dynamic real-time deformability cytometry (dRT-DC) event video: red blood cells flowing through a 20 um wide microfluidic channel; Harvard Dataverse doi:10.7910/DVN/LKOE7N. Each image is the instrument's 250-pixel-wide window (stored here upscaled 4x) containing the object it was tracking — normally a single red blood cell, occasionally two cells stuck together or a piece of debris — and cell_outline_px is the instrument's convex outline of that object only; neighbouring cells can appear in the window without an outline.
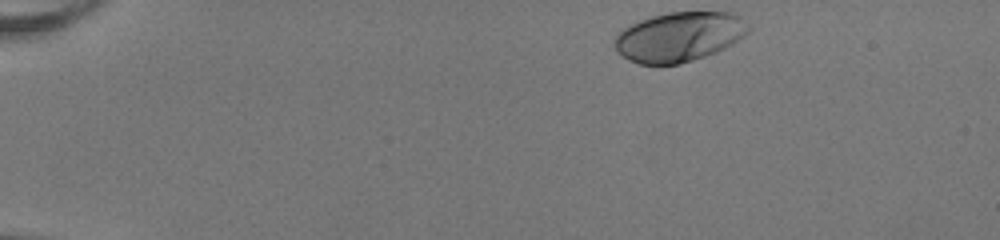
{"species": "human", "species_latin": "Homo sapiens", "temperature_condition": "room temperature", "stored_images_in_passage": 45, "camera_frame_rate_fps": 3000, "um_per_image_px": 0.085, "donor": {"sex": "female"}, "frame": {"image": 1, "passage_image": 1, "time_ms": 0.0, "image_size_px": [1000, 240], "cell_outline_px": [[752, 28], [744, 36], [732, 44], [716, 52], [680, 64], [640, 64], [628, 60], [612, 44], [616, 36], [628, 24], [652, 16], [668, 12], [736, 12]], "centroid_in_image_um": [57.75, 3.11], "position_along_channel_um": 27.2, "area_um2": 38.78}}
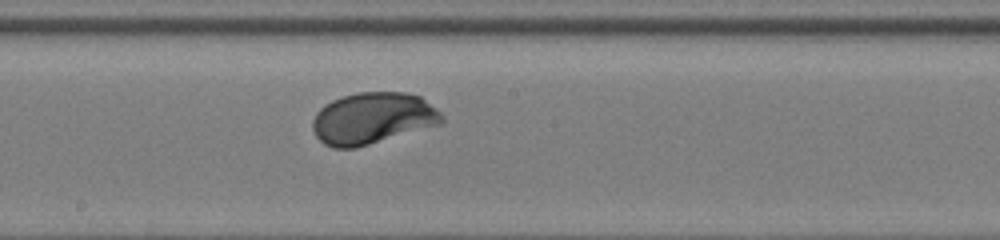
{"frame": {"image": 2, "passage_image": 23, "time_ms": 7.333, "image_size_px": [1000, 240], "cell_outline_px": [[444, 120], [440, 124], [356, 148], [332, 148], [324, 144], [316, 136], [312, 128], [312, 120], [316, 112], [324, 104], [332, 100], [344, 96], [360, 92], [408, 92], [420, 96], [436, 108], [444, 116]], "centroid_in_image_um": [31.66, 10.05], "position_along_channel_um": 216.5, "area_um2": 38.9}}
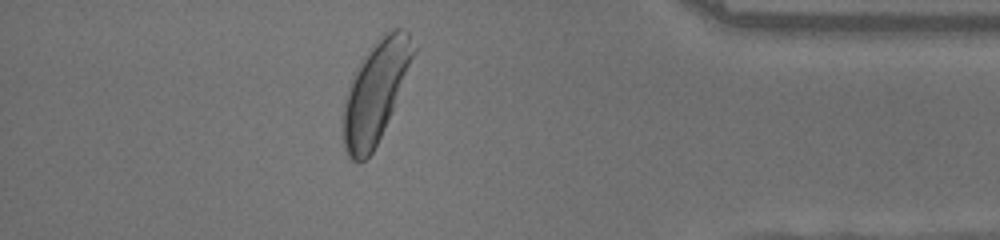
{"frame": {"image": 3, "passage_image": 39, "time_ms": 12.667, "image_size_px": [1000, 240], "cell_outline_px": [[416, 52], [384, 128], [372, 152], [360, 164], [352, 160], [348, 156], [344, 148], [340, 120], [348, 84], [368, 48], [372, 44], [392, 28], [400, 28], [408, 32], [416, 48]], "centroid_in_image_um": [31.86, 7.82], "position_along_channel_um": 403.3, "area_um2": 41.21}, "authors_computed_cell_mechanics": {"area_um2": 38.0902, "velocity_mm_per_s": 3.994, "shape_relaxation_time_tau1_ms": 1.9901, "shape_relaxation_time_tau2_ms": null, "deformation_change_tau1": 0.1564, "deformation_change_tau2": null}}